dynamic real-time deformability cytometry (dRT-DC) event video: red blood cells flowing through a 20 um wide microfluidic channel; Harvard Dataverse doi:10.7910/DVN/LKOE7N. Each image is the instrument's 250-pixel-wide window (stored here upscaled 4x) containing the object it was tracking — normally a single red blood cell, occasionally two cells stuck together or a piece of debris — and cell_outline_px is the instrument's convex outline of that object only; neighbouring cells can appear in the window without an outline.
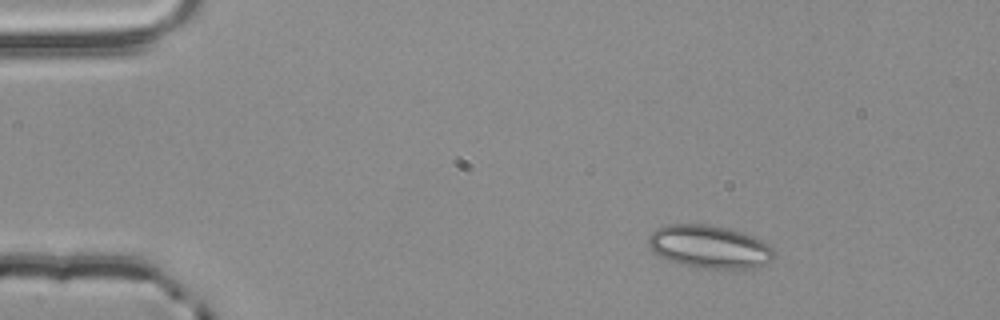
{"species": "common noctule bat (a hibernating species)", "species_latin": "Nyctalus noctula", "temperature_condition": "room temperature", "stored_images_in_passage": 2, "camera_frame_rate_fps": 3000, "um_per_image_px": 0.085, "animal": {"sex": "male", "body_mass_g": 20.4}, "frame": {"image": 1, "passage_image": 1, "time_ms": 0.0, "image_size_px": [1000, 320], "cell_outline_px": [[776, 256], [772, 260], [756, 268], [700, 268], [676, 264], [660, 256], [648, 244], [648, 236], [656, 228], [668, 224], [704, 224], [728, 228], [752, 236], [768, 244], [772, 248]], "centroid_in_image_um": [60.29, 20.98], "position_along_channel_um": 24.7, "area_um2": 31.44}}